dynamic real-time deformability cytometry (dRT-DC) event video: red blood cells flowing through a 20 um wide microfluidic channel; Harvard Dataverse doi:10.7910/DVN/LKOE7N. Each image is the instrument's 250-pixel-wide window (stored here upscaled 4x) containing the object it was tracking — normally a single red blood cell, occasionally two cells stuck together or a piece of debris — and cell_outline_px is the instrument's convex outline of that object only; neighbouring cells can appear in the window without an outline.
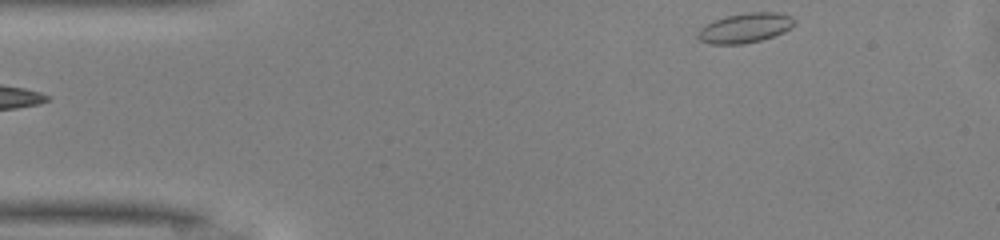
{"species": "common noctule bat (a hibernating species)", "species_latin": "Nyctalus noctula", "temperature_condition": "warm", "stored_images_in_passage": 29, "camera_frame_rate_fps": 3000, "um_per_image_px": 0.085, "animal": {"sex": "male", "body_mass_g": 13.0, "forearm_length_mm": 53.1}, "frame": {"image": 1, "passage_image": 1, "time_ms": 0.0, "image_size_px": [1000, 240], "cell_outline_px": [[796, 24], [784, 32], [760, 40], [744, 44], [708, 44], [700, 40], [696, 36], [696, 32], [700, 28], [712, 20], [724, 16], [744, 12], [780, 12], [792, 16], [796, 20]], "centroid_in_image_um": [63.32, 2.36], "position_along_channel_um": 21.7, "area_um2": 17.11}}
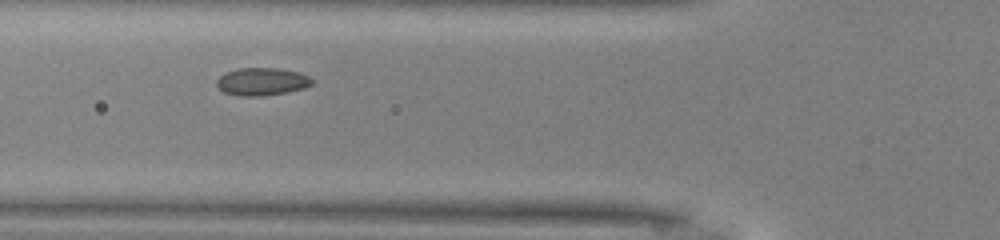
{"frame": {"image": 2, "passage_image": 12, "time_ms": 3.667, "image_size_px": [1000, 240], "cell_outline_px": [[312, 84], [304, 88], [288, 92], [260, 96], [240, 96], [224, 92], [216, 84], [216, 80], [220, 76], [228, 72], [240, 68], [276, 68], [296, 72], [308, 76], [312, 80]], "centroid_in_image_um": [22.25, 6.94], "position_along_channel_um": 103.5, "area_um2": 15.14}}
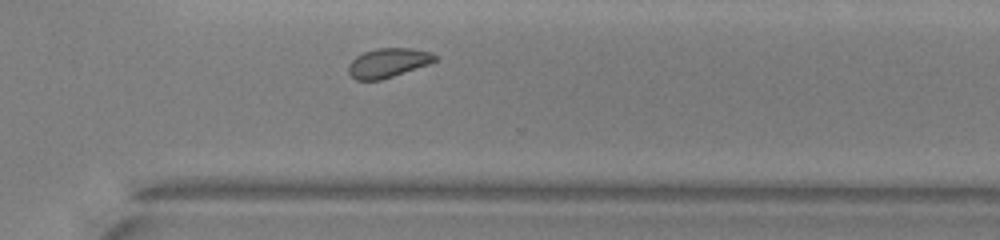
{"frame": {"image": 3, "passage_image": 29, "time_ms": 9.333, "image_size_px": [1000, 240], "cell_outline_px": [[440, 60], [380, 80], [356, 80], [348, 72], [348, 64], [356, 56], [364, 52], [376, 48], [408, 48], [432, 52]], "centroid_in_image_um": [32.99, 5.33], "position_along_channel_um": 337.6, "area_um2": 14.68}}